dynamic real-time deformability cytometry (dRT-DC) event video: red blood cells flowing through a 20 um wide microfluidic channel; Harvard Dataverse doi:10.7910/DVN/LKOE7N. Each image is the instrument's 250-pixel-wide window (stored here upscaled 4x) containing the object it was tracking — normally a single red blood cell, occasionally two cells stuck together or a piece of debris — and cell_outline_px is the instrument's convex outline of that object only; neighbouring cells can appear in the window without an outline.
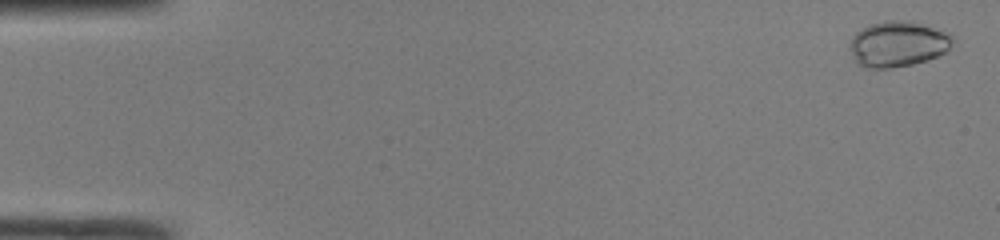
{"species": "common noctule bat (a hibernating species)", "species_latin": "Nyctalus noctula", "temperature_condition": "room temperature", "stored_images_in_passage": 49, "camera_frame_rate_fps": 3000, "um_per_image_px": 0.085, "animal": {"sex": "male", "body_mass_g": 19.0, "forearm_length_mm": 50.8}, "frame": {"image": 1, "passage_image": 2, "time_ms": 0.333, "image_size_px": [1000, 240], "cell_outline_px": [[952, 40], [948, 48], [944, 52], [928, 60], [912, 64], [892, 68], [864, 68], [856, 60], [848, 48], [848, 44], [852, 36], [856, 32], [872, 24], [888, 20], [912, 20], [952, 32]], "centroid_in_image_um": [76.33, 3.72], "position_along_channel_um": 8.7, "area_um2": 27.57}}
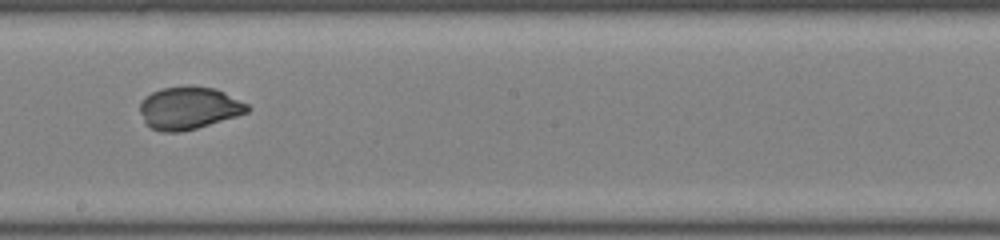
{"frame": {"image": 2, "passage_image": 28, "time_ms": 9.0, "image_size_px": [1000, 240], "cell_outline_px": [[252, 108], [248, 112], [236, 116], [196, 128], [180, 132], [164, 132], [152, 128], [144, 124], [140, 112], [140, 104], [144, 96], [152, 92], [164, 88], [188, 84], [192, 84], [216, 88], [248, 104]], "centroid_in_image_um": [16.04, 9.16], "position_along_channel_um": 232.2, "area_um2": 26.93}}
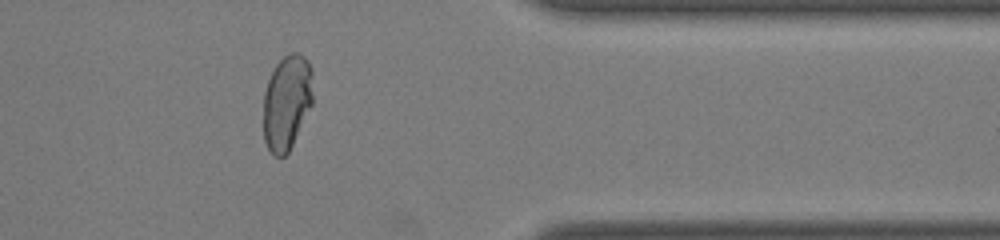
{"frame": {"image": 3, "passage_image": 40, "time_ms": 13.0, "image_size_px": [1000, 240], "cell_outline_px": [[312, 104], [288, 152], [284, 156], [276, 156], [268, 148], [264, 140], [264, 92], [268, 80], [276, 64], [288, 52], [296, 52], [304, 56], [308, 60], [312, 68]], "centroid_in_image_um": [24.38, 8.65], "position_along_channel_um": 387.0, "area_um2": 27.28}, "authors_computed_cell_mechanics": {"area_um2": 26.9926, "velocity_mm_per_s": 4.224, "shape_relaxation_time_tau1_ms": 8.4892, "shape_relaxation_time_tau2_ms": null, "deformation_change_tau1": 0.294, "deformation_change_tau2": null}}